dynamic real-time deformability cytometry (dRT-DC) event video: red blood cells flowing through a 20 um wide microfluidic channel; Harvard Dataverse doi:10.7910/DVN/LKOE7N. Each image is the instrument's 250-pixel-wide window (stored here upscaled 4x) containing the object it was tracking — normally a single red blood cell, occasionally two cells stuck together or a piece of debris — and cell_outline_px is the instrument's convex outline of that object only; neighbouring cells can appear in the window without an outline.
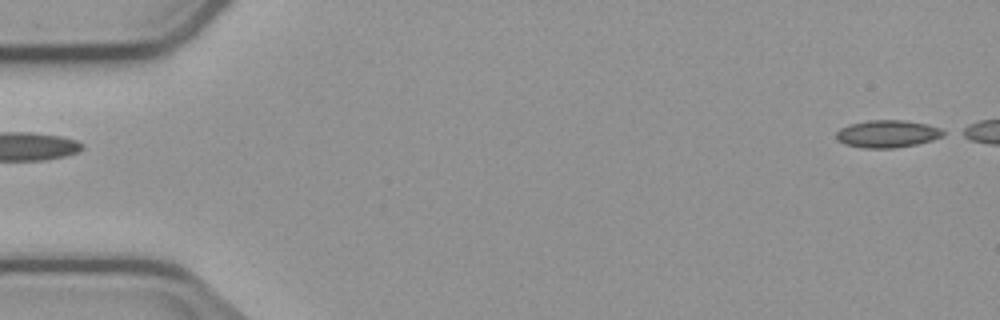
{"species": "common noctule bat (a hibernating species)", "species_latin": "Nyctalus noctula", "temperature_condition": "cold", "stored_images_in_passage": 6, "camera_frame_rate_fps": 3000, "um_per_image_px": 0.085, "animal": {"sex": "male", "body_mass_g": 23.1, "forearm_length_mm": 52.7}, "frame": {"image": 1, "passage_image": 1, "time_ms": 0.0, "image_size_px": [1000, 320], "cell_outline_px": [[948, 132], [944, 136], [932, 140], [916, 144], [896, 148], [864, 148], [844, 144], [836, 140], [836, 132], [840, 128], [852, 124], [868, 120], [904, 120], [928, 124], [940, 128]], "centroid_in_image_um": [75.46, 11.38], "position_along_channel_um": 9.5, "area_um2": 17.28}}